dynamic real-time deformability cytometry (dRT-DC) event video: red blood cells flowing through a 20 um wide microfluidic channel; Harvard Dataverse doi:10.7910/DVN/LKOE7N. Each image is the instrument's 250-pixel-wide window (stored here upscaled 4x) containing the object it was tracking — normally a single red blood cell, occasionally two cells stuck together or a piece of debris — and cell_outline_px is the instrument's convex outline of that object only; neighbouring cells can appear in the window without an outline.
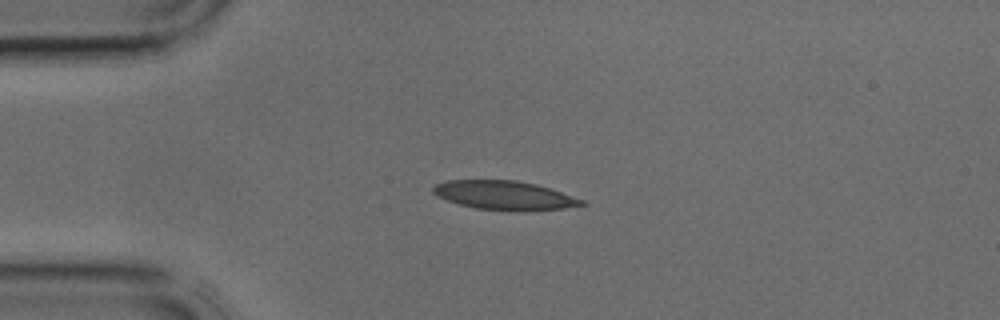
{"species": "common noctule bat (a hibernating species)", "species_latin": "Nyctalus noctula", "temperature_condition": "cold", "stored_images_in_passage": 2, "camera_frame_rate_fps": 3000, "um_per_image_px": 0.085, "animal": {"sex": "male", "body_mass_g": 17.9, "forearm_length_mm": 54.2}, "frame": {"image": 1, "passage_image": 1, "time_ms": 0.0, "image_size_px": [1000, 320], "cell_outline_px": [[588, 204], [564, 208], [476, 208], [460, 204], [436, 196], [432, 192], [432, 188], [436, 184], [444, 180], [516, 180], [536, 184], [584, 200]], "centroid_in_image_um": [42.79, 16.54], "position_along_channel_um": 42.2, "area_um2": 23.81}}